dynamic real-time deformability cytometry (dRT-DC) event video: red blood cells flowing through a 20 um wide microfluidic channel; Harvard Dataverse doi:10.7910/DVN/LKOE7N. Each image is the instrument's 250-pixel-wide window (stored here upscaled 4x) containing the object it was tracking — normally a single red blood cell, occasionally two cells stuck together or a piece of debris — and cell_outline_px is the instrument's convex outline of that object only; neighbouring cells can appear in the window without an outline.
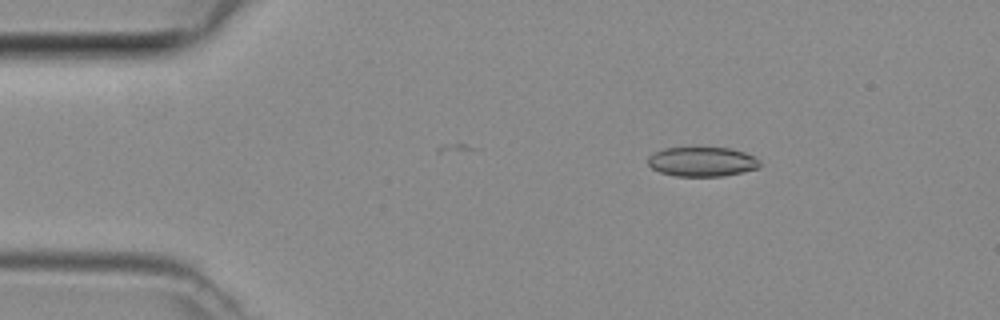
{"species": "common noctule bat (a hibernating species)", "species_latin": "Nyctalus noctula", "temperature_condition": "room temperature", "stored_images_in_passage": 37, "camera_frame_rate_fps": 3000, "um_per_image_px": 0.085, "animal": {"sex": "female", "body_mass_g": 29.2, "forearm_length_mm": 56.3}, "frame": {"image": 1, "passage_image": 1, "time_ms": 0.0, "image_size_px": [1000, 320], "cell_outline_px": [[760, 168], [724, 176], [676, 176], [660, 172], [652, 168], [648, 164], [648, 156], [652, 152], [664, 148], [696, 144], [732, 148], [744, 152], [760, 160]], "centroid_in_image_um": [59.65, 13.68], "position_along_channel_um": 25.3, "area_um2": 20.29}}
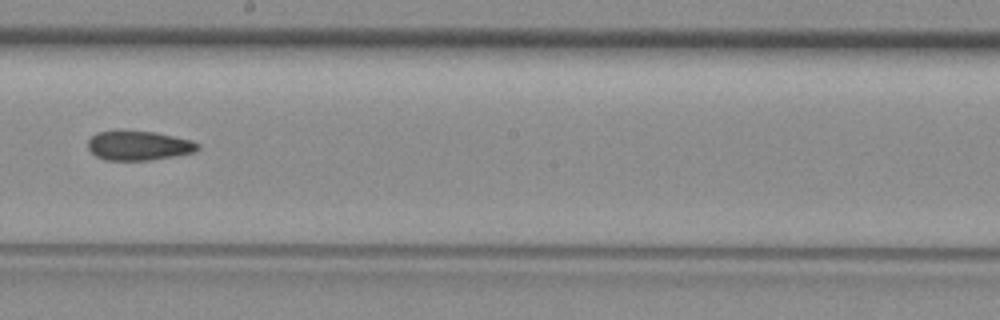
{"frame": {"image": 2, "passage_image": 20, "time_ms": 6.333, "image_size_px": [1000, 320], "cell_outline_px": [[200, 148], [192, 152], [172, 156], [148, 160], [104, 160], [96, 156], [88, 148], [88, 140], [96, 132], [156, 132], [192, 140], [200, 144]], "centroid_in_image_um": [11.79, 12.39], "position_along_channel_um": 236.4, "area_um2": 18.44}}
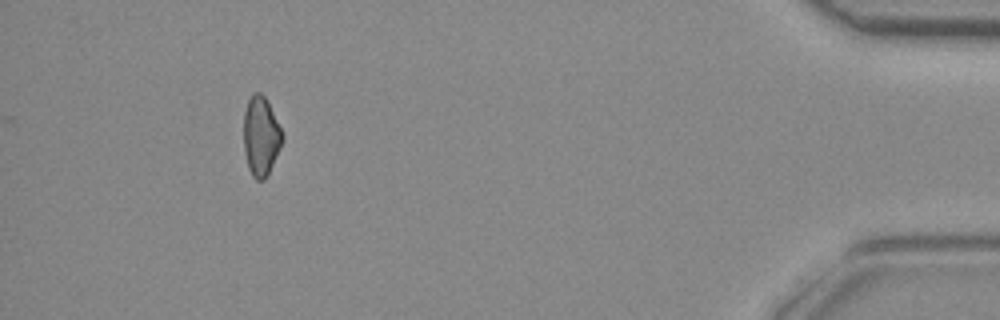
{"frame": {"image": 3, "passage_image": 37, "time_ms": 12.0, "image_size_px": [1000, 320], "cell_outline_px": [[284, 136], [280, 148], [264, 180], [256, 180], [252, 176], [248, 168], [244, 152], [244, 112], [248, 100], [252, 92], [260, 92], [264, 96]], "centroid_in_image_um": [22.15, 11.58], "position_along_channel_um": 413.1, "area_um2": 17.57}}